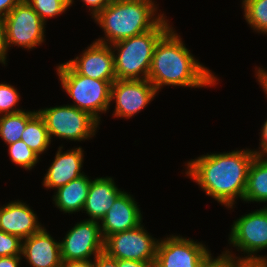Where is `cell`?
Returning <instances> with one entry per match:
<instances>
[{"label": "cell", "instance_id": "cell-27", "mask_svg": "<svg viewBox=\"0 0 267 267\" xmlns=\"http://www.w3.org/2000/svg\"><path fill=\"white\" fill-rule=\"evenodd\" d=\"M221 253L217 258H212L213 256L210 254L200 267H249L251 265V263L234 256L229 249Z\"/></svg>", "mask_w": 267, "mask_h": 267}, {"label": "cell", "instance_id": "cell-24", "mask_svg": "<svg viewBox=\"0 0 267 267\" xmlns=\"http://www.w3.org/2000/svg\"><path fill=\"white\" fill-rule=\"evenodd\" d=\"M46 24L48 17L59 16L72 6L74 0H25Z\"/></svg>", "mask_w": 267, "mask_h": 267}, {"label": "cell", "instance_id": "cell-25", "mask_svg": "<svg viewBox=\"0 0 267 267\" xmlns=\"http://www.w3.org/2000/svg\"><path fill=\"white\" fill-rule=\"evenodd\" d=\"M8 152L11 162L21 166L26 170H31L39 162L40 157L29 148L24 141L18 140L15 143L9 144Z\"/></svg>", "mask_w": 267, "mask_h": 267}, {"label": "cell", "instance_id": "cell-17", "mask_svg": "<svg viewBox=\"0 0 267 267\" xmlns=\"http://www.w3.org/2000/svg\"><path fill=\"white\" fill-rule=\"evenodd\" d=\"M36 215L26 203L20 200L10 201L0 207V230L22 240L28 238L43 228Z\"/></svg>", "mask_w": 267, "mask_h": 267}, {"label": "cell", "instance_id": "cell-23", "mask_svg": "<svg viewBox=\"0 0 267 267\" xmlns=\"http://www.w3.org/2000/svg\"><path fill=\"white\" fill-rule=\"evenodd\" d=\"M244 18L256 32L267 34V0H242Z\"/></svg>", "mask_w": 267, "mask_h": 267}, {"label": "cell", "instance_id": "cell-30", "mask_svg": "<svg viewBox=\"0 0 267 267\" xmlns=\"http://www.w3.org/2000/svg\"><path fill=\"white\" fill-rule=\"evenodd\" d=\"M88 8L94 19L112 0H81Z\"/></svg>", "mask_w": 267, "mask_h": 267}, {"label": "cell", "instance_id": "cell-18", "mask_svg": "<svg viewBox=\"0 0 267 267\" xmlns=\"http://www.w3.org/2000/svg\"><path fill=\"white\" fill-rule=\"evenodd\" d=\"M122 192L112 177H97L91 180L83 211L89 220L100 222Z\"/></svg>", "mask_w": 267, "mask_h": 267}, {"label": "cell", "instance_id": "cell-20", "mask_svg": "<svg viewBox=\"0 0 267 267\" xmlns=\"http://www.w3.org/2000/svg\"><path fill=\"white\" fill-rule=\"evenodd\" d=\"M243 201L248 203L267 202V158L255 156L252 160L248 170Z\"/></svg>", "mask_w": 267, "mask_h": 267}, {"label": "cell", "instance_id": "cell-10", "mask_svg": "<svg viewBox=\"0 0 267 267\" xmlns=\"http://www.w3.org/2000/svg\"><path fill=\"white\" fill-rule=\"evenodd\" d=\"M60 250L62 261L95 259L104 251L100 223L89 219L76 223L60 241Z\"/></svg>", "mask_w": 267, "mask_h": 267}, {"label": "cell", "instance_id": "cell-28", "mask_svg": "<svg viewBox=\"0 0 267 267\" xmlns=\"http://www.w3.org/2000/svg\"><path fill=\"white\" fill-rule=\"evenodd\" d=\"M22 239L0 230V257L21 256Z\"/></svg>", "mask_w": 267, "mask_h": 267}, {"label": "cell", "instance_id": "cell-22", "mask_svg": "<svg viewBox=\"0 0 267 267\" xmlns=\"http://www.w3.org/2000/svg\"><path fill=\"white\" fill-rule=\"evenodd\" d=\"M37 113V111H20L17 113L0 116V137L9 145L21 140L22 132L27 122Z\"/></svg>", "mask_w": 267, "mask_h": 267}, {"label": "cell", "instance_id": "cell-3", "mask_svg": "<svg viewBox=\"0 0 267 267\" xmlns=\"http://www.w3.org/2000/svg\"><path fill=\"white\" fill-rule=\"evenodd\" d=\"M157 8L153 0H112L94 18L105 33L96 42L111 45L152 30L165 17Z\"/></svg>", "mask_w": 267, "mask_h": 267}, {"label": "cell", "instance_id": "cell-13", "mask_svg": "<svg viewBox=\"0 0 267 267\" xmlns=\"http://www.w3.org/2000/svg\"><path fill=\"white\" fill-rule=\"evenodd\" d=\"M80 55L66 62L76 73L97 80H116L110 45L94 41Z\"/></svg>", "mask_w": 267, "mask_h": 267}, {"label": "cell", "instance_id": "cell-38", "mask_svg": "<svg viewBox=\"0 0 267 267\" xmlns=\"http://www.w3.org/2000/svg\"><path fill=\"white\" fill-rule=\"evenodd\" d=\"M249 267H267V264H251Z\"/></svg>", "mask_w": 267, "mask_h": 267}, {"label": "cell", "instance_id": "cell-11", "mask_svg": "<svg viewBox=\"0 0 267 267\" xmlns=\"http://www.w3.org/2000/svg\"><path fill=\"white\" fill-rule=\"evenodd\" d=\"M166 237L158 243L153 267H200L211 254L201 242L178 235Z\"/></svg>", "mask_w": 267, "mask_h": 267}, {"label": "cell", "instance_id": "cell-14", "mask_svg": "<svg viewBox=\"0 0 267 267\" xmlns=\"http://www.w3.org/2000/svg\"><path fill=\"white\" fill-rule=\"evenodd\" d=\"M99 223L102 237L105 239L138 227L142 223L141 210L135 199L123 190Z\"/></svg>", "mask_w": 267, "mask_h": 267}, {"label": "cell", "instance_id": "cell-15", "mask_svg": "<svg viewBox=\"0 0 267 267\" xmlns=\"http://www.w3.org/2000/svg\"><path fill=\"white\" fill-rule=\"evenodd\" d=\"M62 149L63 146L58 148L55 158L44 176L42 185L47 189L57 190L85 174L81 172L84 162L82 148L79 146L65 152Z\"/></svg>", "mask_w": 267, "mask_h": 267}, {"label": "cell", "instance_id": "cell-21", "mask_svg": "<svg viewBox=\"0 0 267 267\" xmlns=\"http://www.w3.org/2000/svg\"><path fill=\"white\" fill-rule=\"evenodd\" d=\"M21 140L39 157L48 149L51 139L45 122L38 112L27 122Z\"/></svg>", "mask_w": 267, "mask_h": 267}, {"label": "cell", "instance_id": "cell-32", "mask_svg": "<svg viewBox=\"0 0 267 267\" xmlns=\"http://www.w3.org/2000/svg\"><path fill=\"white\" fill-rule=\"evenodd\" d=\"M94 267H118L117 260L104 251L94 259Z\"/></svg>", "mask_w": 267, "mask_h": 267}, {"label": "cell", "instance_id": "cell-8", "mask_svg": "<svg viewBox=\"0 0 267 267\" xmlns=\"http://www.w3.org/2000/svg\"><path fill=\"white\" fill-rule=\"evenodd\" d=\"M158 243L159 239L152 237L140 224L134 229L106 237L104 252L115 259L137 260L154 266Z\"/></svg>", "mask_w": 267, "mask_h": 267}, {"label": "cell", "instance_id": "cell-31", "mask_svg": "<svg viewBox=\"0 0 267 267\" xmlns=\"http://www.w3.org/2000/svg\"><path fill=\"white\" fill-rule=\"evenodd\" d=\"M260 133H261V138H260V143H259L260 147L258 148V150L253 149V151L256 156L267 158V120L262 125V129Z\"/></svg>", "mask_w": 267, "mask_h": 267}, {"label": "cell", "instance_id": "cell-4", "mask_svg": "<svg viewBox=\"0 0 267 267\" xmlns=\"http://www.w3.org/2000/svg\"><path fill=\"white\" fill-rule=\"evenodd\" d=\"M164 17L152 30L111 44L116 79L145 80L158 41L172 28Z\"/></svg>", "mask_w": 267, "mask_h": 267}, {"label": "cell", "instance_id": "cell-2", "mask_svg": "<svg viewBox=\"0 0 267 267\" xmlns=\"http://www.w3.org/2000/svg\"><path fill=\"white\" fill-rule=\"evenodd\" d=\"M173 27L158 41L148 80L159 92L164 86L202 88L217 85L215 73L202 65L186 48Z\"/></svg>", "mask_w": 267, "mask_h": 267}, {"label": "cell", "instance_id": "cell-19", "mask_svg": "<svg viewBox=\"0 0 267 267\" xmlns=\"http://www.w3.org/2000/svg\"><path fill=\"white\" fill-rule=\"evenodd\" d=\"M91 179L83 175L66 185L59 187L53 195L55 206L68 214L82 211L85 204Z\"/></svg>", "mask_w": 267, "mask_h": 267}, {"label": "cell", "instance_id": "cell-36", "mask_svg": "<svg viewBox=\"0 0 267 267\" xmlns=\"http://www.w3.org/2000/svg\"><path fill=\"white\" fill-rule=\"evenodd\" d=\"M60 267H94V259L80 261H62Z\"/></svg>", "mask_w": 267, "mask_h": 267}, {"label": "cell", "instance_id": "cell-6", "mask_svg": "<svg viewBox=\"0 0 267 267\" xmlns=\"http://www.w3.org/2000/svg\"><path fill=\"white\" fill-rule=\"evenodd\" d=\"M228 241L243 252L244 257H237L240 260L251 264H267V256L257 254L267 248V206L237 218Z\"/></svg>", "mask_w": 267, "mask_h": 267}, {"label": "cell", "instance_id": "cell-9", "mask_svg": "<svg viewBox=\"0 0 267 267\" xmlns=\"http://www.w3.org/2000/svg\"><path fill=\"white\" fill-rule=\"evenodd\" d=\"M7 48L17 45L31 50L45 40V23L33 8L22 0L5 17Z\"/></svg>", "mask_w": 267, "mask_h": 267}, {"label": "cell", "instance_id": "cell-34", "mask_svg": "<svg viewBox=\"0 0 267 267\" xmlns=\"http://www.w3.org/2000/svg\"><path fill=\"white\" fill-rule=\"evenodd\" d=\"M118 267H153L151 263L137 260L116 259Z\"/></svg>", "mask_w": 267, "mask_h": 267}, {"label": "cell", "instance_id": "cell-1", "mask_svg": "<svg viewBox=\"0 0 267 267\" xmlns=\"http://www.w3.org/2000/svg\"><path fill=\"white\" fill-rule=\"evenodd\" d=\"M250 149L211 153L187 162L185 174L196 182L206 195L227 208H233L236 199H242L249 166L255 157Z\"/></svg>", "mask_w": 267, "mask_h": 267}, {"label": "cell", "instance_id": "cell-35", "mask_svg": "<svg viewBox=\"0 0 267 267\" xmlns=\"http://www.w3.org/2000/svg\"><path fill=\"white\" fill-rule=\"evenodd\" d=\"M22 256L0 257V267H20Z\"/></svg>", "mask_w": 267, "mask_h": 267}, {"label": "cell", "instance_id": "cell-33", "mask_svg": "<svg viewBox=\"0 0 267 267\" xmlns=\"http://www.w3.org/2000/svg\"><path fill=\"white\" fill-rule=\"evenodd\" d=\"M22 0H0V17L5 18L6 15L15 8Z\"/></svg>", "mask_w": 267, "mask_h": 267}, {"label": "cell", "instance_id": "cell-5", "mask_svg": "<svg viewBox=\"0 0 267 267\" xmlns=\"http://www.w3.org/2000/svg\"><path fill=\"white\" fill-rule=\"evenodd\" d=\"M56 70L61 87L74 101L72 106L89 113L100 123V115L110 108L111 84L114 81L80 75L66 62L59 64Z\"/></svg>", "mask_w": 267, "mask_h": 267}, {"label": "cell", "instance_id": "cell-7", "mask_svg": "<svg viewBox=\"0 0 267 267\" xmlns=\"http://www.w3.org/2000/svg\"><path fill=\"white\" fill-rule=\"evenodd\" d=\"M52 136L70 141H85L93 136L100 123L89 113L70 105L37 110Z\"/></svg>", "mask_w": 267, "mask_h": 267}, {"label": "cell", "instance_id": "cell-37", "mask_svg": "<svg viewBox=\"0 0 267 267\" xmlns=\"http://www.w3.org/2000/svg\"><path fill=\"white\" fill-rule=\"evenodd\" d=\"M256 70V79L258 80L260 86L262 87L265 94H267V70L262 68H257Z\"/></svg>", "mask_w": 267, "mask_h": 267}, {"label": "cell", "instance_id": "cell-12", "mask_svg": "<svg viewBox=\"0 0 267 267\" xmlns=\"http://www.w3.org/2000/svg\"><path fill=\"white\" fill-rule=\"evenodd\" d=\"M158 91L148 79H116L111 84L110 101H115L113 117L130 119L153 101Z\"/></svg>", "mask_w": 267, "mask_h": 267}, {"label": "cell", "instance_id": "cell-29", "mask_svg": "<svg viewBox=\"0 0 267 267\" xmlns=\"http://www.w3.org/2000/svg\"><path fill=\"white\" fill-rule=\"evenodd\" d=\"M8 48H7V40H6V25H5V18L0 17V63L4 64V66L7 64L5 63L7 60V54H8Z\"/></svg>", "mask_w": 267, "mask_h": 267}, {"label": "cell", "instance_id": "cell-26", "mask_svg": "<svg viewBox=\"0 0 267 267\" xmlns=\"http://www.w3.org/2000/svg\"><path fill=\"white\" fill-rule=\"evenodd\" d=\"M20 93L17 88L7 83H0V116L23 111L16 108L20 100Z\"/></svg>", "mask_w": 267, "mask_h": 267}, {"label": "cell", "instance_id": "cell-16", "mask_svg": "<svg viewBox=\"0 0 267 267\" xmlns=\"http://www.w3.org/2000/svg\"><path fill=\"white\" fill-rule=\"evenodd\" d=\"M31 267H60L62 264L60 242L43 227L22 240V254Z\"/></svg>", "mask_w": 267, "mask_h": 267}]
</instances>
